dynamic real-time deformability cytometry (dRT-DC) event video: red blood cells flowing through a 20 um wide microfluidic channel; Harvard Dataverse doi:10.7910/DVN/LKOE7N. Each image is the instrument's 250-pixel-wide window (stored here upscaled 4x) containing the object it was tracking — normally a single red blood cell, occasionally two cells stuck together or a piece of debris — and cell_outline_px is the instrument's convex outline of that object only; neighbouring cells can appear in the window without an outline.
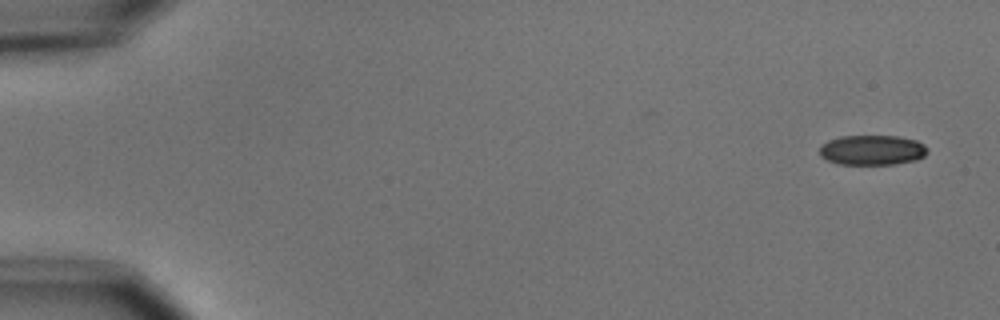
{"species": "common noctule bat (a hibernating species)", "species_latin": "Nyctalus noctula", "temperature_condition": "cold", "stored_images_in_passage": 4, "camera_frame_rate_fps": 3000, "um_per_image_px": 0.085, "animal": {"sex": "male", "body_mass_g": 15.6}, "frame": {"image": 1, "passage_image": 1, "time_ms": 0.0, "image_size_px": [1000, 320], "cell_outline_px": [[928, 152], [924, 156], [916, 160], [896, 164], [836, 164], [820, 156], [820, 144], [828, 140], [840, 136], [900, 136], [916, 140], [924, 144], [928, 148]], "centroid_in_image_um": [74.14, 12.75], "position_along_channel_um": 10.9, "area_um2": 19.07}}
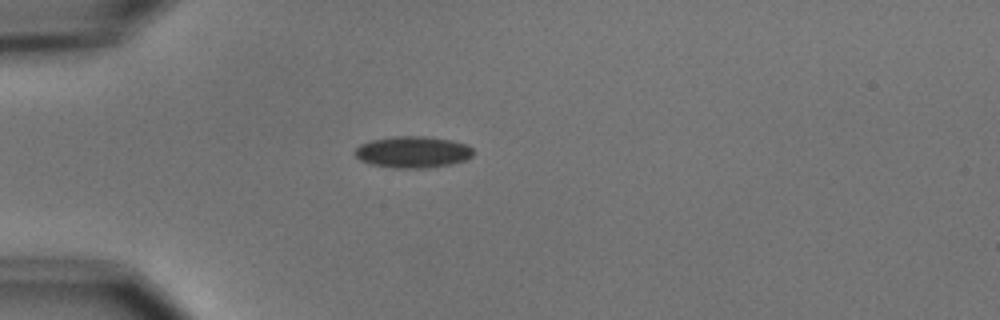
{"frame": {"image": 2, "passage_image": 4, "time_ms": 4.333, "image_size_px": [1000, 320], "cell_outline_px": [[476, 152], [472, 156], [464, 160], [452, 164], [428, 168], [396, 168], [372, 164], [360, 160], [356, 156], [356, 148], [360, 144], [372, 140], [392, 136], [424, 136], [452, 140], [468, 144]], "centroid_in_image_um": [35.14, 12.92], "position_along_channel_um": 49.9, "area_um2": 21.85}}